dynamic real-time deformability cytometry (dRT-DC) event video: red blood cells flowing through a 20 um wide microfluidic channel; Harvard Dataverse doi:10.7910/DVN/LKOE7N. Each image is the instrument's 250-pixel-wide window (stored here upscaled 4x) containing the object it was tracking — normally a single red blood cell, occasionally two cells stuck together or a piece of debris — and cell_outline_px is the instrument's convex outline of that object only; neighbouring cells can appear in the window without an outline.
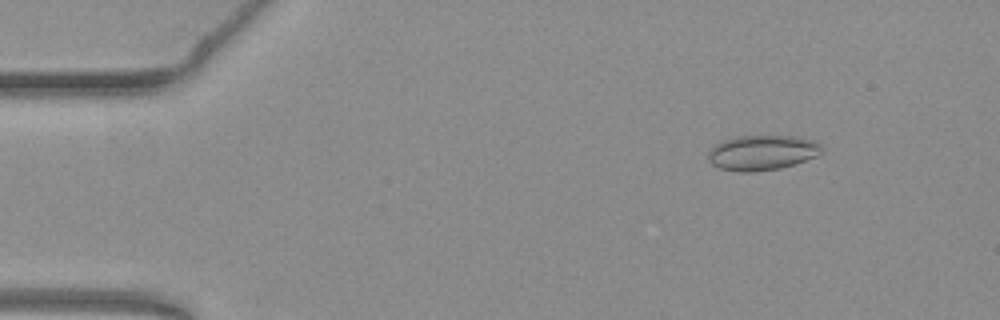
{"species": "common noctule bat (a hibernating species)", "species_latin": "Nyctalus noctula", "temperature_condition": "warm", "stored_images_in_passage": 54, "camera_frame_rate_fps": 3000, "um_per_image_px": 0.085, "animal": {"sex": "female", "body_mass_g": 19.3, "forearm_length_mm": 54.1}, "frame": {"image": 1, "passage_image": 7, "time_ms": 2.0, "image_size_px": [1000, 320], "cell_outline_px": [[820, 152], [816, 156], [780, 168], [756, 172], [736, 172], [720, 168], [712, 164], [708, 160], [708, 152], [716, 144], [724, 140], [736, 136], [800, 136], [816, 140], [820, 144]], "centroid_in_image_um": [64.76, 12.97], "position_along_channel_um": 20.2, "area_um2": 23.18}}
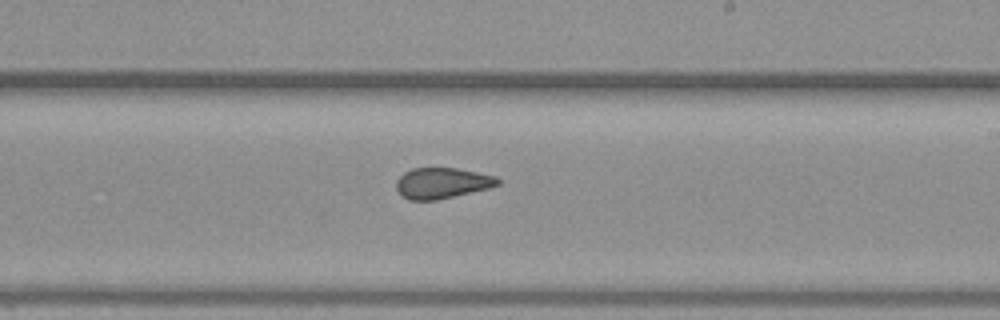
{"frame": {"image": 2, "passage_image": 32, "time_ms": 10.333, "image_size_px": [1000, 320], "cell_outline_px": [[500, 184], [488, 188], [436, 200], [408, 200], [396, 188], [396, 180], [404, 172], [412, 168], [456, 168], [496, 176], [500, 180]], "centroid_in_image_um": [37.56, 15.55], "position_along_channel_um": 251.4, "area_um2": 18.03}}
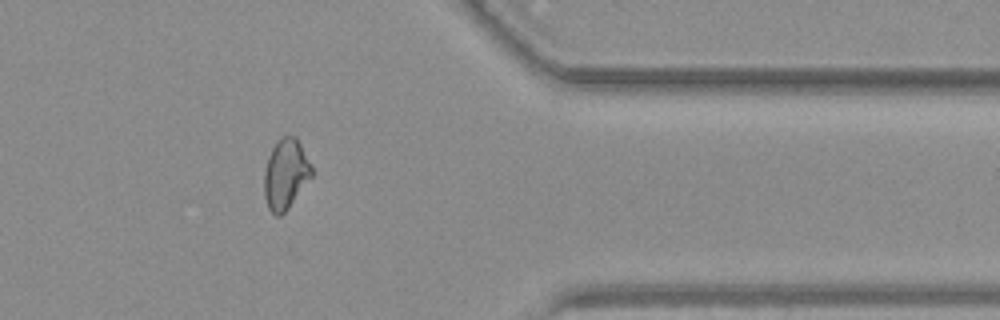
{"frame": {"image": 3, "passage_image": 44, "time_ms": 14.333, "image_size_px": [1000, 320], "cell_outline_px": [[312, 176], [288, 208], [280, 216], [276, 216], [268, 208], [264, 196], [264, 172], [268, 156], [272, 148], [284, 136], [296, 136], [312, 168]], "centroid_in_image_um": [24.26, 14.82], "position_along_channel_um": 387.1, "area_um2": 19.07}, "authors_computed_cell_mechanics": {"area_um2": 20.0566, "velocity_mm_per_s": 3.8398, "shape_relaxation_time_tau1_ms": null, "shape_relaxation_time_tau2_ms": 1.2306, "deformation_change_tau1": null, "deformation_change_tau2": 0.0807}}